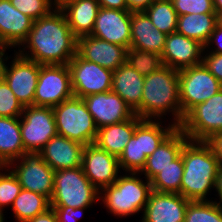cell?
<instances>
[{
	"instance_id": "6da1fadb",
	"label": "cell",
	"mask_w": 222,
	"mask_h": 222,
	"mask_svg": "<svg viewBox=\"0 0 222 222\" xmlns=\"http://www.w3.org/2000/svg\"><path fill=\"white\" fill-rule=\"evenodd\" d=\"M22 45L17 53L41 65H67L77 54V38L64 12L58 9L35 20ZM25 49L30 51L27 53Z\"/></svg>"
},
{
	"instance_id": "7a4b0ae2",
	"label": "cell",
	"mask_w": 222,
	"mask_h": 222,
	"mask_svg": "<svg viewBox=\"0 0 222 222\" xmlns=\"http://www.w3.org/2000/svg\"><path fill=\"white\" fill-rule=\"evenodd\" d=\"M184 173L180 194L189 201H207V194L216 187L219 160L206 141L188 140L182 148Z\"/></svg>"
},
{
	"instance_id": "3957f363",
	"label": "cell",
	"mask_w": 222,
	"mask_h": 222,
	"mask_svg": "<svg viewBox=\"0 0 222 222\" xmlns=\"http://www.w3.org/2000/svg\"><path fill=\"white\" fill-rule=\"evenodd\" d=\"M173 115V123L179 126L184 118L180 105L179 71L168 66L145 76L142 100L141 119L162 118Z\"/></svg>"
},
{
	"instance_id": "277c9868",
	"label": "cell",
	"mask_w": 222,
	"mask_h": 222,
	"mask_svg": "<svg viewBox=\"0 0 222 222\" xmlns=\"http://www.w3.org/2000/svg\"><path fill=\"white\" fill-rule=\"evenodd\" d=\"M138 174L129 172L119 175L113 184L100 190L99 198L109 213L122 218L144 211L152 191L151 181L144 182Z\"/></svg>"
},
{
	"instance_id": "5b68a950",
	"label": "cell",
	"mask_w": 222,
	"mask_h": 222,
	"mask_svg": "<svg viewBox=\"0 0 222 222\" xmlns=\"http://www.w3.org/2000/svg\"><path fill=\"white\" fill-rule=\"evenodd\" d=\"M100 191L91 184L82 166L55 171L51 206L90 207L101 200Z\"/></svg>"
},
{
	"instance_id": "8992f818",
	"label": "cell",
	"mask_w": 222,
	"mask_h": 222,
	"mask_svg": "<svg viewBox=\"0 0 222 222\" xmlns=\"http://www.w3.org/2000/svg\"><path fill=\"white\" fill-rule=\"evenodd\" d=\"M53 111L58 135L85 146L95 142L98 129L82 98L64 100Z\"/></svg>"
},
{
	"instance_id": "52a82bcc",
	"label": "cell",
	"mask_w": 222,
	"mask_h": 222,
	"mask_svg": "<svg viewBox=\"0 0 222 222\" xmlns=\"http://www.w3.org/2000/svg\"><path fill=\"white\" fill-rule=\"evenodd\" d=\"M192 141H208L222 132V89L191 108L178 126Z\"/></svg>"
},
{
	"instance_id": "ba28073f",
	"label": "cell",
	"mask_w": 222,
	"mask_h": 222,
	"mask_svg": "<svg viewBox=\"0 0 222 222\" xmlns=\"http://www.w3.org/2000/svg\"><path fill=\"white\" fill-rule=\"evenodd\" d=\"M222 89V84L203 63L179 70V93L182 114L205 102Z\"/></svg>"
},
{
	"instance_id": "9c48e42d",
	"label": "cell",
	"mask_w": 222,
	"mask_h": 222,
	"mask_svg": "<svg viewBox=\"0 0 222 222\" xmlns=\"http://www.w3.org/2000/svg\"><path fill=\"white\" fill-rule=\"evenodd\" d=\"M20 119L22 142L27 153H38L57 135L54 111L51 107L26 106Z\"/></svg>"
},
{
	"instance_id": "30bf717a",
	"label": "cell",
	"mask_w": 222,
	"mask_h": 222,
	"mask_svg": "<svg viewBox=\"0 0 222 222\" xmlns=\"http://www.w3.org/2000/svg\"><path fill=\"white\" fill-rule=\"evenodd\" d=\"M68 65H41L33 105L55 107L73 97Z\"/></svg>"
},
{
	"instance_id": "8fae6325",
	"label": "cell",
	"mask_w": 222,
	"mask_h": 222,
	"mask_svg": "<svg viewBox=\"0 0 222 222\" xmlns=\"http://www.w3.org/2000/svg\"><path fill=\"white\" fill-rule=\"evenodd\" d=\"M10 67L5 55L0 77L7 83L23 107L33 105L41 64L20 56L17 52Z\"/></svg>"
},
{
	"instance_id": "7c38bea8",
	"label": "cell",
	"mask_w": 222,
	"mask_h": 222,
	"mask_svg": "<svg viewBox=\"0 0 222 222\" xmlns=\"http://www.w3.org/2000/svg\"><path fill=\"white\" fill-rule=\"evenodd\" d=\"M71 75V86L75 97L111 91L113 71L84 60L76 54L67 64Z\"/></svg>"
},
{
	"instance_id": "4fadbf2b",
	"label": "cell",
	"mask_w": 222,
	"mask_h": 222,
	"mask_svg": "<svg viewBox=\"0 0 222 222\" xmlns=\"http://www.w3.org/2000/svg\"><path fill=\"white\" fill-rule=\"evenodd\" d=\"M8 167L12 169L23 189L52 198L55 171L39 153H25L21 158L12 161Z\"/></svg>"
},
{
	"instance_id": "5bb4252c",
	"label": "cell",
	"mask_w": 222,
	"mask_h": 222,
	"mask_svg": "<svg viewBox=\"0 0 222 222\" xmlns=\"http://www.w3.org/2000/svg\"><path fill=\"white\" fill-rule=\"evenodd\" d=\"M84 174L99 191L113 184L119 177V160L96 144L84 146L82 154Z\"/></svg>"
},
{
	"instance_id": "9a60e30c",
	"label": "cell",
	"mask_w": 222,
	"mask_h": 222,
	"mask_svg": "<svg viewBox=\"0 0 222 222\" xmlns=\"http://www.w3.org/2000/svg\"><path fill=\"white\" fill-rule=\"evenodd\" d=\"M82 99L97 129L123 122L136 115L131 107L112 91L88 95Z\"/></svg>"
},
{
	"instance_id": "2e32d148",
	"label": "cell",
	"mask_w": 222,
	"mask_h": 222,
	"mask_svg": "<svg viewBox=\"0 0 222 222\" xmlns=\"http://www.w3.org/2000/svg\"><path fill=\"white\" fill-rule=\"evenodd\" d=\"M91 36L129 49L131 12L100 7Z\"/></svg>"
},
{
	"instance_id": "e0dca14e",
	"label": "cell",
	"mask_w": 222,
	"mask_h": 222,
	"mask_svg": "<svg viewBox=\"0 0 222 222\" xmlns=\"http://www.w3.org/2000/svg\"><path fill=\"white\" fill-rule=\"evenodd\" d=\"M204 45L178 32L166 36L164 50L161 54L164 66L182 70L202 63Z\"/></svg>"
},
{
	"instance_id": "ac0fdd59",
	"label": "cell",
	"mask_w": 222,
	"mask_h": 222,
	"mask_svg": "<svg viewBox=\"0 0 222 222\" xmlns=\"http://www.w3.org/2000/svg\"><path fill=\"white\" fill-rule=\"evenodd\" d=\"M128 48L110 43L91 35L77 39V54L84 60L101 67L116 70L126 63Z\"/></svg>"
},
{
	"instance_id": "d6986e66",
	"label": "cell",
	"mask_w": 222,
	"mask_h": 222,
	"mask_svg": "<svg viewBox=\"0 0 222 222\" xmlns=\"http://www.w3.org/2000/svg\"><path fill=\"white\" fill-rule=\"evenodd\" d=\"M189 200L181 194L151 191L142 222H184Z\"/></svg>"
},
{
	"instance_id": "ffe728a7",
	"label": "cell",
	"mask_w": 222,
	"mask_h": 222,
	"mask_svg": "<svg viewBox=\"0 0 222 222\" xmlns=\"http://www.w3.org/2000/svg\"><path fill=\"white\" fill-rule=\"evenodd\" d=\"M34 20L16 9L10 0H0V45L18 47L28 37Z\"/></svg>"
},
{
	"instance_id": "44dd1931",
	"label": "cell",
	"mask_w": 222,
	"mask_h": 222,
	"mask_svg": "<svg viewBox=\"0 0 222 222\" xmlns=\"http://www.w3.org/2000/svg\"><path fill=\"white\" fill-rule=\"evenodd\" d=\"M84 146L57 134L38 153L54 171H58L82 166Z\"/></svg>"
},
{
	"instance_id": "7402d4cb",
	"label": "cell",
	"mask_w": 222,
	"mask_h": 222,
	"mask_svg": "<svg viewBox=\"0 0 222 222\" xmlns=\"http://www.w3.org/2000/svg\"><path fill=\"white\" fill-rule=\"evenodd\" d=\"M144 79L127 62L113 71L111 91L118 94L140 118Z\"/></svg>"
},
{
	"instance_id": "603a6c76",
	"label": "cell",
	"mask_w": 222,
	"mask_h": 222,
	"mask_svg": "<svg viewBox=\"0 0 222 222\" xmlns=\"http://www.w3.org/2000/svg\"><path fill=\"white\" fill-rule=\"evenodd\" d=\"M166 36L153 25L144 11L131 12V48L161 55Z\"/></svg>"
},
{
	"instance_id": "cb8c5ba5",
	"label": "cell",
	"mask_w": 222,
	"mask_h": 222,
	"mask_svg": "<svg viewBox=\"0 0 222 222\" xmlns=\"http://www.w3.org/2000/svg\"><path fill=\"white\" fill-rule=\"evenodd\" d=\"M189 139L184 132L177 127L157 149L147 157L146 163L141 174L145 175V179L151 181L163 168L170 165L182 151L185 143Z\"/></svg>"
},
{
	"instance_id": "d4e9b609",
	"label": "cell",
	"mask_w": 222,
	"mask_h": 222,
	"mask_svg": "<svg viewBox=\"0 0 222 222\" xmlns=\"http://www.w3.org/2000/svg\"><path fill=\"white\" fill-rule=\"evenodd\" d=\"M142 120L143 119L135 115L133 118L123 122L102 127L97 131L94 144L119 158L125 146L130 141V138L133 136L136 126Z\"/></svg>"
},
{
	"instance_id": "484cf974",
	"label": "cell",
	"mask_w": 222,
	"mask_h": 222,
	"mask_svg": "<svg viewBox=\"0 0 222 222\" xmlns=\"http://www.w3.org/2000/svg\"><path fill=\"white\" fill-rule=\"evenodd\" d=\"M99 8L97 0H78L62 9L68 25L77 39L91 35Z\"/></svg>"
},
{
	"instance_id": "4316f807",
	"label": "cell",
	"mask_w": 222,
	"mask_h": 222,
	"mask_svg": "<svg viewBox=\"0 0 222 222\" xmlns=\"http://www.w3.org/2000/svg\"><path fill=\"white\" fill-rule=\"evenodd\" d=\"M25 153L20 117H0V164L8 166Z\"/></svg>"
},
{
	"instance_id": "83f0119b",
	"label": "cell",
	"mask_w": 222,
	"mask_h": 222,
	"mask_svg": "<svg viewBox=\"0 0 222 222\" xmlns=\"http://www.w3.org/2000/svg\"><path fill=\"white\" fill-rule=\"evenodd\" d=\"M217 24L216 13L186 14L178 16L176 32L205 46Z\"/></svg>"
},
{
	"instance_id": "f1b7e54d",
	"label": "cell",
	"mask_w": 222,
	"mask_h": 222,
	"mask_svg": "<svg viewBox=\"0 0 222 222\" xmlns=\"http://www.w3.org/2000/svg\"><path fill=\"white\" fill-rule=\"evenodd\" d=\"M11 207L18 222H27L47 211L51 205L48 197L22 188Z\"/></svg>"
},
{
	"instance_id": "f546056e",
	"label": "cell",
	"mask_w": 222,
	"mask_h": 222,
	"mask_svg": "<svg viewBox=\"0 0 222 222\" xmlns=\"http://www.w3.org/2000/svg\"><path fill=\"white\" fill-rule=\"evenodd\" d=\"M159 119L156 122L151 119H143L140 122V138L142 153L149 157L178 126L173 122L167 127H162Z\"/></svg>"
},
{
	"instance_id": "4dcf8cb0",
	"label": "cell",
	"mask_w": 222,
	"mask_h": 222,
	"mask_svg": "<svg viewBox=\"0 0 222 222\" xmlns=\"http://www.w3.org/2000/svg\"><path fill=\"white\" fill-rule=\"evenodd\" d=\"M184 173V164L181 154L170 165L162 169L152 180L153 191L161 193L180 194L181 179Z\"/></svg>"
},
{
	"instance_id": "1f68e13d",
	"label": "cell",
	"mask_w": 222,
	"mask_h": 222,
	"mask_svg": "<svg viewBox=\"0 0 222 222\" xmlns=\"http://www.w3.org/2000/svg\"><path fill=\"white\" fill-rule=\"evenodd\" d=\"M144 12L159 31L166 35L176 32L178 15L171 0H154Z\"/></svg>"
},
{
	"instance_id": "d6a6232c",
	"label": "cell",
	"mask_w": 222,
	"mask_h": 222,
	"mask_svg": "<svg viewBox=\"0 0 222 222\" xmlns=\"http://www.w3.org/2000/svg\"><path fill=\"white\" fill-rule=\"evenodd\" d=\"M119 166L127 173H140L145 166L147 157L142 153L140 123L136 126L133 136L118 158Z\"/></svg>"
},
{
	"instance_id": "836d02e7",
	"label": "cell",
	"mask_w": 222,
	"mask_h": 222,
	"mask_svg": "<svg viewBox=\"0 0 222 222\" xmlns=\"http://www.w3.org/2000/svg\"><path fill=\"white\" fill-rule=\"evenodd\" d=\"M184 222H222V206L213 200L189 201Z\"/></svg>"
},
{
	"instance_id": "e575fe53",
	"label": "cell",
	"mask_w": 222,
	"mask_h": 222,
	"mask_svg": "<svg viewBox=\"0 0 222 222\" xmlns=\"http://www.w3.org/2000/svg\"><path fill=\"white\" fill-rule=\"evenodd\" d=\"M126 62L144 77L164 67L160 54L131 47L127 50Z\"/></svg>"
},
{
	"instance_id": "d590c367",
	"label": "cell",
	"mask_w": 222,
	"mask_h": 222,
	"mask_svg": "<svg viewBox=\"0 0 222 222\" xmlns=\"http://www.w3.org/2000/svg\"><path fill=\"white\" fill-rule=\"evenodd\" d=\"M4 169L8 173H3ZM10 170L8 166L0 168V212L2 213L3 207L12 205L22 189L16 175Z\"/></svg>"
},
{
	"instance_id": "8d00e7d4",
	"label": "cell",
	"mask_w": 222,
	"mask_h": 222,
	"mask_svg": "<svg viewBox=\"0 0 222 222\" xmlns=\"http://www.w3.org/2000/svg\"><path fill=\"white\" fill-rule=\"evenodd\" d=\"M23 108L16 95L0 77V117H20Z\"/></svg>"
},
{
	"instance_id": "74e56055",
	"label": "cell",
	"mask_w": 222,
	"mask_h": 222,
	"mask_svg": "<svg viewBox=\"0 0 222 222\" xmlns=\"http://www.w3.org/2000/svg\"><path fill=\"white\" fill-rule=\"evenodd\" d=\"M11 4L34 21L48 15L53 9L51 0H10Z\"/></svg>"
},
{
	"instance_id": "f35d334b",
	"label": "cell",
	"mask_w": 222,
	"mask_h": 222,
	"mask_svg": "<svg viewBox=\"0 0 222 222\" xmlns=\"http://www.w3.org/2000/svg\"><path fill=\"white\" fill-rule=\"evenodd\" d=\"M178 16L186 14L215 13L213 0H171Z\"/></svg>"
},
{
	"instance_id": "ab89813d",
	"label": "cell",
	"mask_w": 222,
	"mask_h": 222,
	"mask_svg": "<svg viewBox=\"0 0 222 222\" xmlns=\"http://www.w3.org/2000/svg\"><path fill=\"white\" fill-rule=\"evenodd\" d=\"M57 216L58 222H77L88 207L72 208L69 206H51Z\"/></svg>"
},
{
	"instance_id": "60d3db41",
	"label": "cell",
	"mask_w": 222,
	"mask_h": 222,
	"mask_svg": "<svg viewBox=\"0 0 222 222\" xmlns=\"http://www.w3.org/2000/svg\"><path fill=\"white\" fill-rule=\"evenodd\" d=\"M203 54L202 63L210 73L222 84V54Z\"/></svg>"
},
{
	"instance_id": "b9f144b4",
	"label": "cell",
	"mask_w": 222,
	"mask_h": 222,
	"mask_svg": "<svg viewBox=\"0 0 222 222\" xmlns=\"http://www.w3.org/2000/svg\"><path fill=\"white\" fill-rule=\"evenodd\" d=\"M215 44L217 47L211 48L212 51H208L209 53L222 54V27L220 25H216L215 29L211 33L209 40L204 46V50L208 49L210 45L213 46Z\"/></svg>"
},
{
	"instance_id": "7bdbcfd3",
	"label": "cell",
	"mask_w": 222,
	"mask_h": 222,
	"mask_svg": "<svg viewBox=\"0 0 222 222\" xmlns=\"http://www.w3.org/2000/svg\"><path fill=\"white\" fill-rule=\"evenodd\" d=\"M206 142L211 146L220 165H222V132L212 136Z\"/></svg>"
},
{
	"instance_id": "ee69618b",
	"label": "cell",
	"mask_w": 222,
	"mask_h": 222,
	"mask_svg": "<svg viewBox=\"0 0 222 222\" xmlns=\"http://www.w3.org/2000/svg\"><path fill=\"white\" fill-rule=\"evenodd\" d=\"M154 0H127L128 11L130 12H143L145 11Z\"/></svg>"
},
{
	"instance_id": "f6af8a7d",
	"label": "cell",
	"mask_w": 222,
	"mask_h": 222,
	"mask_svg": "<svg viewBox=\"0 0 222 222\" xmlns=\"http://www.w3.org/2000/svg\"><path fill=\"white\" fill-rule=\"evenodd\" d=\"M100 7L117 10H128L127 0H97Z\"/></svg>"
},
{
	"instance_id": "bcb514c9",
	"label": "cell",
	"mask_w": 222,
	"mask_h": 222,
	"mask_svg": "<svg viewBox=\"0 0 222 222\" xmlns=\"http://www.w3.org/2000/svg\"><path fill=\"white\" fill-rule=\"evenodd\" d=\"M27 222H58V219L53 208L51 207L44 213L35 216Z\"/></svg>"
},
{
	"instance_id": "7dc6e473",
	"label": "cell",
	"mask_w": 222,
	"mask_h": 222,
	"mask_svg": "<svg viewBox=\"0 0 222 222\" xmlns=\"http://www.w3.org/2000/svg\"><path fill=\"white\" fill-rule=\"evenodd\" d=\"M215 189L218 192V196L220 197L219 198L220 201L216 203L222 206V165H220L219 170H218Z\"/></svg>"
},
{
	"instance_id": "c3c4849f",
	"label": "cell",
	"mask_w": 222,
	"mask_h": 222,
	"mask_svg": "<svg viewBox=\"0 0 222 222\" xmlns=\"http://www.w3.org/2000/svg\"><path fill=\"white\" fill-rule=\"evenodd\" d=\"M54 9H58V10H62L65 6H67L68 4L78 1V0H51Z\"/></svg>"
},
{
	"instance_id": "681fc988",
	"label": "cell",
	"mask_w": 222,
	"mask_h": 222,
	"mask_svg": "<svg viewBox=\"0 0 222 222\" xmlns=\"http://www.w3.org/2000/svg\"><path fill=\"white\" fill-rule=\"evenodd\" d=\"M214 11L216 14L222 11V0H213Z\"/></svg>"
},
{
	"instance_id": "f907efd6",
	"label": "cell",
	"mask_w": 222,
	"mask_h": 222,
	"mask_svg": "<svg viewBox=\"0 0 222 222\" xmlns=\"http://www.w3.org/2000/svg\"><path fill=\"white\" fill-rule=\"evenodd\" d=\"M5 52H6V48L0 46V73H1L2 62L5 57Z\"/></svg>"
},
{
	"instance_id": "816d5d0a",
	"label": "cell",
	"mask_w": 222,
	"mask_h": 222,
	"mask_svg": "<svg viewBox=\"0 0 222 222\" xmlns=\"http://www.w3.org/2000/svg\"><path fill=\"white\" fill-rule=\"evenodd\" d=\"M217 22L222 27V11L217 14Z\"/></svg>"
},
{
	"instance_id": "f5cc1de1",
	"label": "cell",
	"mask_w": 222,
	"mask_h": 222,
	"mask_svg": "<svg viewBox=\"0 0 222 222\" xmlns=\"http://www.w3.org/2000/svg\"><path fill=\"white\" fill-rule=\"evenodd\" d=\"M4 214L2 212H0V222H4Z\"/></svg>"
}]
</instances>
